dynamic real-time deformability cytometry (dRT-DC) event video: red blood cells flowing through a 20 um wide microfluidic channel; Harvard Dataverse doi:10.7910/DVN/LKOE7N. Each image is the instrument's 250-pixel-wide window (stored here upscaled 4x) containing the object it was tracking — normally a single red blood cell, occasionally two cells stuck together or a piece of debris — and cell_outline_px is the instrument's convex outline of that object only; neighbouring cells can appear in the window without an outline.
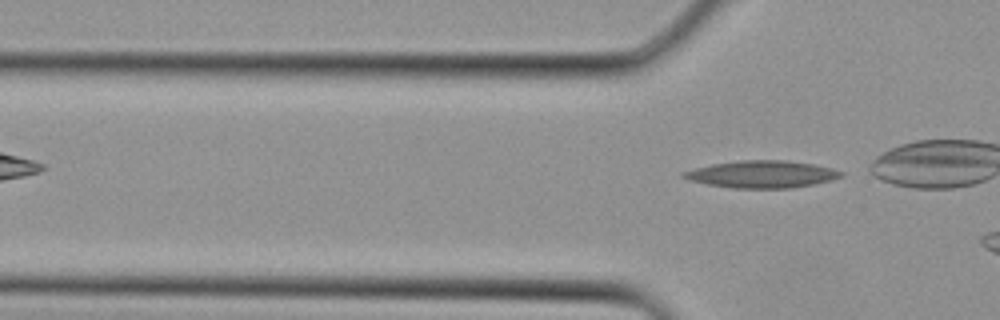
{"species": "Egyptian fruit bat (a non-hibernating species)", "species_latin": "Rousettus aegyptiacus", "temperature_condition": "cold", "stored_images_in_passage": 3, "camera_frame_rate_fps": 3000, "um_per_image_px": 0.085, "animal": {"sex": "female"}, "frame": {"image": 1, "passage_image": 3, "time_ms": 0.667, "image_size_px": [1000, 320], "cell_outline_px": [[844, 176], [812, 184], [788, 188], [732, 188], [708, 184], [692, 180], [680, 176], [680, 172], [712, 164], [740, 160], [784, 160], [812, 164], [832, 168], [844, 172]], "centroid_in_image_um": [64.74, 14.8], "position_along_channel_um": 61.1, "area_um2": 24.68}}